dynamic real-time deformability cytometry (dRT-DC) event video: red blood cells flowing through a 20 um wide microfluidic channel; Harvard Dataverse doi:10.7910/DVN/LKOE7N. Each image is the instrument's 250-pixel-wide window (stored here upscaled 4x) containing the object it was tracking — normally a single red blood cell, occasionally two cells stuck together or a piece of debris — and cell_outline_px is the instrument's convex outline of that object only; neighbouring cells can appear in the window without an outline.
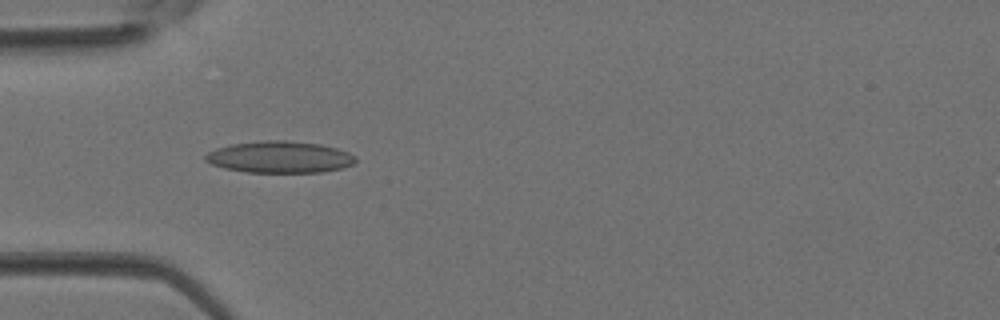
{"species": "Egyptian fruit bat (a non-hibernating species)", "species_latin": "Rousettus aegyptiacus", "temperature_condition": "room temperature", "stored_images_in_passage": 3, "camera_frame_rate_fps": 3000, "um_per_image_px": 0.085, "animal": {"sex": "female"}, "frame": {"image": 1, "passage_image": 3, "time_ms": 0.667, "image_size_px": [1000, 320], "cell_outline_px": [[356, 160], [352, 164], [344, 168], [320, 172], [248, 172], [224, 168], [212, 164], [204, 160], [204, 156], [208, 152], [216, 148], [232, 144], [264, 140], [284, 140], [320, 144], [336, 148], [348, 152], [356, 156]], "centroid_in_image_um": [23.77, 13.35], "position_along_channel_um": 61.2, "area_um2": 27.69}}